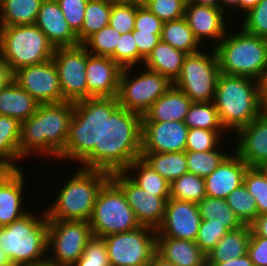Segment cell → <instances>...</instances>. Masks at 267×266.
I'll return each instance as SVG.
<instances>
[{
	"label": "cell",
	"instance_id": "8992f818",
	"mask_svg": "<svg viewBox=\"0 0 267 266\" xmlns=\"http://www.w3.org/2000/svg\"><path fill=\"white\" fill-rule=\"evenodd\" d=\"M0 227V247L12 265L31 266L47 261L48 219L45 209Z\"/></svg>",
	"mask_w": 267,
	"mask_h": 266
},
{
	"label": "cell",
	"instance_id": "ac0fdd59",
	"mask_svg": "<svg viewBox=\"0 0 267 266\" xmlns=\"http://www.w3.org/2000/svg\"><path fill=\"white\" fill-rule=\"evenodd\" d=\"M201 221L197 203L169 198L156 234L157 237L195 241Z\"/></svg>",
	"mask_w": 267,
	"mask_h": 266
},
{
	"label": "cell",
	"instance_id": "52a82bcc",
	"mask_svg": "<svg viewBox=\"0 0 267 266\" xmlns=\"http://www.w3.org/2000/svg\"><path fill=\"white\" fill-rule=\"evenodd\" d=\"M236 29L231 32L229 28L214 47L220 73L261 82L267 72V39L248 33L240 26Z\"/></svg>",
	"mask_w": 267,
	"mask_h": 266
},
{
	"label": "cell",
	"instance_id": "4316f807",
	"mask_svg": "<svg viewBox=\"0 0 267 266\" xmlns=\"http://www.w3.org/2000/svg\"><path fill=\"white\" fill-rule=\"evenodd\" d=\"M38 105L39 103L13 79L0 89V115L23 122L35 114Z\"/></svg>",
	"mask_w": 267,
	"mask_h": 266
},
{
	"label": "cell",
	"instance_id": "4fadbf2b",
	"mask_svg": "<svg viewBox=\"0 0 267 266\" xmlns=\"http://www.w3.org/2000/svg\"><path fill=\"white\" fill-rule=\"evenodd\" d=\"M156 237V230L147 226L105 236L110 266H149L156 253Z\"/></svg>",
	"mask_w": 267,
	"mask_h": 266
},
{
	"label": "cell",
	"instance_id": "11a10c76",
	"mask_svg": "<svg viewBox=\"0 0 267 266\" xmlns=\"http://www.w3.org/2000/svg\"><path fill=\"white\" fill-rule=\"evenodd\" d=\"M250 227L257 236L267 237V214L257 216Z\"/></svg>",
	"mask_w": 267,
	"mask_h": 266
},
{
	"label": "cell",
	"instance_id": "f5cc1de1",
	"mask_svg": "<svg viewBox=\"0 0 267 266\" xmlns=\"http://www.w3.org/2000/svg\"><path fill=\"white\" fill-rule=\"evenodd\" d=\"M133 37L140 53V66L153 51V48L160 41L162 33H152L141 30H133Z\"/></svg>",
	"mask_w": 267,
	"mask_h": 266
},
{
	"label": "cell",
	"instance_id": "30bf717a",
	"mask_svg": "<svg viewBox=\"0 0 267 266\" xmlns=\"http://www.w3.org/2000/svg\"><path fill=\"white\" fill-rule=\"evenodd\" d=\"M219 75L214 48L211 50L210 47H204L199 52L185 57L181 72L173 85L183 91L192 102H212Z\"/></svg>",
	"mask_w": 267,
	"mask_h": 266
},
{
	"label": "cell",
	"instance_id": "d6986e66",
	"mask_svg": "<svg viewBox=\"0 0 267 266\" xmlns=\"http://www.w3.org/2000/svg\"><path fill=\"white\" fill-rule=\"evenodd\" d=\"M188 130L181 121L142 122L141 152L185 151Z\"/></svg>",
	"mask_w": 267,
	"mask_h": 266
},
{
	"label": "cell",
	"instance_id": "603a6c76",
	"mask_svg": "<svg viewBox=\"0 0 267 266\" xmlns=\"http://www.w3.org/2000/svg\"><path fill=\"white\" fill-rule=\"evenodd\" d=\"M24 171L22 168L14 169L0 183V227L20 219L32 209L25 205L27 198L24 193L28 190L25 182L28 180Z\"/></svg>",
	"mask_w": 267,
	"mask_h": 266
},
{
	"label": "cell",
	"instance_id": "d590c367",
	"mask_svg": "<svg viewBox=\"0 0 267 266\" xmlns=\"http://www.w3.org/2000/svg\"><path fill=\"white\" fill-rule=\"evenodd\" d=\"M197 206L203 220L223 224L229 231H235L244 226L225 199L205 196Z\"/></svg>",
	"mask_w": 267,
	"mask_h": 266
},
{
	"label": "cell",
	"instance_id": "277c9868",
	"mask_svg": "<svg viewBox=\"0 0 267 266\" xmlns=\"http://www.w3.org/2000/svg\"><path fill=\"white\" fill-rule=\"evenodd\" d=\"M103 97L74 102L68 138L58 160L94 169V149H102Z\"/></svg>",
	"mask_w": 267,
	"mask_h": 266
},
{
	"label": "cell",
	"instance_id": "be15d7a7",
	"mask_svg": "<svg viewBox=\"0 0 267 266\" xmlns=\"http://www.w3.org/2000/svg\"><path fill=\"white\" fill-rule=\"evenodd\" d=\"M149 266H175L172 262H169L155 253L149 263Z\"/></svg>",
	"mask_w": 267,
	"mask_h": 266
},
{
	"label": "cell",
	"instance_id": "d6a6232c",
	"mask_svg": "<svg viewBox=\"0 0 267 266\" xmlns=\"http://www.w3.org/2000/svg\"><path fill=\"white\" fill-rule=\"evenodd\" d=\"M43 0H3L0 26L35 24Z\"/></svg>",
	"mask_w": 267,
	"mask_h": 266
},
{
	"label": "cell",
	"instance_id": "ab89813d",
	"mask_svg": "<svg viewBox=\"0 0 267 266\" xmlns=\"http://www.w3.org/2000/svg\"><path fill=\"white\" fill-rule=\"evenodd\" d=\"M225 200L243 225L250 226L258 216L256 199L244 184L234 189Z\"/></svg>",
	"mask_w": 267,
	"mask_h": 266
},
{
	"label": "cell",
	"instance_id": "681fc988",
	"mask_svg": "<svg viewBox=\"0 0 267 266\" xmlns=\"http://www.w3.org/2000/svg\"><path fill=\"white\" fill-rule=\"evenodd\" d=\"M136 6L113 2L109 25L121 34L134 30Z\"/></svg>",
	"mask_w": 267,
	"mask_h": 266
},
{
	"label": "cell",
	"instance_id": "ba28073f",
	"mask_svg": "<svg viewBox=\"0 0 267 266\" xmlns=\"http://www.w3.org/2000/svg\"><path fill=\"white\" fill-rule=\"evenodd\" d=\"M55 47L35 25L0 26V54L11 72L53 58Z\"/></svg>",
	"mask_w": 267,
	"mask_h": 266
},
{
	"label": "cell",
	"instance_id": "9f6ffc18",
	"mask_svg": "<svg viewBox=\"0 0 267 266\" xmlns=\"http://www.w3.org/2000/svg\"><path fill=\"white\" fill-rule=\"evenodd\" d=\"M206 266H254L248 254L222 263H206Z\"/></svg>",
	"mask_w": 267,
	"mask_h": 266
},
{
	"label": "cell",
	"instance_id": "7bdbcfd3",
	"mask_svg": "<svg viewBox=\"0 0 267 266\" xmlns=\"http://www.w3.org/2000/svg\"><path fill=\"white\" fill-rule=\"evenodd\" d=\"M244 185L256 199L258 216L267 214V178L259 167H248Z\"/></svg>",
	"mask_w": 267,
	"mask_h": 266
},
{
	"label": "cell",
	"instance_id": "83f0119b",
	"mask_svg": "<svg viewBox=\"0 0 267 266\" xmlns=\"http://www.w3.org/2000/svg\"><path fill=\"white\" fill-rule=\"evenodd\" d=\"M187 55L160 39L143 66L167 77L173 83L178 78Z\"/></svg>",
	"mask_w": 267,
	"mask_h": 266
},
{
	"label": "cell",
	"instance_id": "5b68a950",
	"mask_svg": "<svg viewBox=\"0 0 267 266\" xmlns=\"http://www.w3.org/2000/svg\"><path fill=\"white\" fill-rule=\"evenodd\" d=\"M57 187L53 201L44 208L48 220H90L96 197L110 174L78 166ZM60 189V190H59Z\"/></svg>",
	"mask_w": 267,
	"mask_h": 266
},
{
	"label": "cell",
	"instance_id": "d4e9b609",
	"mask_svg": "<svg viewBox=\"0 0 267 266\" xmlns=\"http://www.w3.org/2000/svg\"><path fill=\"white\" fill-rule=\"evenodd\" d=\"M192 100L172 85L144 113L142 122H184Z\"/></svg>",
	"mask_w": 267,
	"mask_h": 266
},
{
	"label": "cell",
	"instance_id": "89a4df30",
	"mask_svg": "<svg viewBox=\"0 0 267 266\" xmlns=\"http://www.w3.org/2000/svg\"><path fill=\"white\" fill-rule=\"evenodd\" d=\"M31 266H55V265H53V264H51V263L46 261L44 263H41V264H38V265H31Z\"/></svg>",
	"mask_w": 267,
	"mask_h": 266
},
{
	"label": "cell",
	"instance_id": "6125c7cd",
	"mask_svg": "<svg viewBox=\"0 0 267 266\" xmlns=\"http://www.w3.org/2000/svg\"><path fill=\"white\" fill-rule=\"evenodd\" d=\"M187 3L221 8V0H187Z\"/></svg>",
	"mask_w": 267,
	"mask_h": 266
},
{
	"label": "cell",
	"instance_id": "db71d44e",
	"mask_svg": "<svg viewBox=\"0 0 267 266\" xmlns=\"http://www.w3.org/2000/svg\"><path fill=\"white\" fill-rule=\"evenodd\" d=\"M247 254L254 266H267V237L257 236L251 230Z\"/></svg>",
	"mask_w": 267,
	"mask_h": 266
},
{
	"label": "cell",
	"instance_id": "3957f363",
	"mask_svg": "<svg viewBox=\"0 0 267 266\" xmlns=\"http://www.w3.org/2000/svg\"><path fill=\"white\" fill-rule=\"evenodd\" d=\"M222 126L233 135L264 110L261 83L257 80L220 73L213 100Z\"/></svg>",
	"mask_w": 267,
	"mask_h": 266
},
{
	"label": "cell",
	"instance_id": "f6af8a7d",
	"mask_svg": "<svg viewBox=\"0 0 267 266\" xmlns=\"http://www.w3.org/2000/svg\"><path fill=\"white\" fill-rule=\"evenodd\" d=\"M122 69L140 67V53L133 32L121 34L115 52L110 56Z\"/></svg>",
	"mask_w": 267,
	"mask_h": 266
},
{
	"label": "cell",
	"instance_id": "b9f144b4",
	"mask_svg": "<svg viewBox=\"0 0 267 266\" xmlns=\"http://www.w3.org/2000/svg\"><path fill=\"white\" fill-rule=\"evenodd\" d=\"M121 33L110 25L90 36L82 45L87 51L96 56H111L116 49Z\"/></svg>",
	"mask_w": 267,
	"mask_h": 266
},
{
	"label": "cell",
	"instance_id": "2e32d148",
	"mask_svg": "<svg viewBox=\"0 0 267 266\" xmlns=\"http://www.w3.org/2000/svg\"><path fill=\"white\" fill-rule=\"evenodd\" d=\"M110 178L121 188L140 225L157 230L163 221L166 202L170 197H159L156 193L143 190L123 172L113 173Z\"/></svg>",
	"mask_w": 267,
	"mask_h": 266
},
{
	"label": "cell",
	"instance_id": "9a60e30c",
	"mask_svg": "<svg viewBox=\"0 0 267 266\" xmlns=\"http://www.w3.org/2000/svg\"><path fill=\"white\" fill-rule=\"evenodd\" d=\"M13 80L39 104L66 101L62 95L58 70L53 59L19 68L13 72Z\"/></svg>",
	"mask_w": 267,
	"mask_h": 266
},
{
	"label": "cell",
	"instance_id": "f35d334b",
	"mask_svg": "<svg viewBox=\"0 0 267 266\" xmlns=\"http://www.w3.org/2000/svg\"><path fill=\"white\" fill-rule=\"evenodd\" d=\"M205 196V179L195 174L188 172L170 184V198L198 203Z\"/></svg>",
	"mask_w": 267,
	"mask_h": 266
},
{
	"label": "cell",
	"instance_id": "ffe728a7",
	"mask_svg": "<svg viewBox=\"0 0 267 266\" xmlns=\"http://www.w3.org/2000/svg\"><path fill=\"white\" fill-rule=\"evenodd\" d=\"M233 137V150L249 166L267 163V112H263L248 125L241 127Z\"/></svg>",
	"mask_w": 267,
	"mask_h": 266
},
{
	"label": "cell",
	"instance_id": "680465c9",
	"mask_svg": "<svg viewBox=\"0 0 267 266\" xmlns=\"http://www.w3.org/2000/svg\"><path fill=\"white\" fill-rule=\"evenodd\" d=\"M12 79L13 73L0 54V89L4 88Z\"/></svg>",
	"mask_w": 267,
	"mask_h": 266
},
{
	"label": "cell",
	"instance_id": "9c48e42d",
	"mask_svg": "<svg viewBox=\"0 0 267 266\" xmlns=\"http://www.w3.org/2000/svg\"><path fill=\"white\" fill-rule=\"evenodd\" d=\"M89 224L93 236L100 238L141 227L121 188L111 178L98 192Z\"/></svg>",
	"mask_w": 267,
	"mask_h": 266
},
{
	"label": "cell",
	"instance_id": "7dc6e473",
	"mask_svg": "<svg viewBox=\"0 0 267 266\" xmlns=\"http://www.w3.org/2000/svg\"><path fill=\"white\" fill-rule=\"evenodd\" d=\"M73 266H110L104 239L93 236Z\"/></svg>",
	"mask_w": 267,
	"mask_h": 266
},
{
	"label": "cell",
	"instance_id": "c3c4849f",
	"mask_svg": "<svg viewBox=\"0 0 267 266\" xmlns=\"http://www.w3.org/2000/svg\"><path fill=\"white\" fill-rule=\"evenodd\" d=\"M187 0H148L146 7L161 21H173L184 17Z\"/></svg>",
	"mask_w": 267,
	"mask_h": 266
},
{
	"label": "cell",
	"instance_id": "e0dca14e",
	"mask_svg": "<svg viewBox=\"0 0 267 266\" xmlns=\"http://www.w3.org/2000/svg\"><path fill=\"white\" fill-rule=\"evenodd\" d=\"M232 17V15L231 17L230 15L227 16L221 8L192 3L186 4L184 14V18L186 19L196 39L202 46L207 48L208 46L210 48H214L225 37L229 28H231L232 31L234 30V25H232L234 24V20H231Z\"/></svg>",
	"mask_w": 267,
	"mask_h": 266
},
{
	"label": "cell",
	"instance_id": "4dcf8cb0",
	"mask_svg": "<svg viewBox=\"0 0 267 266\" xmlns=\"http://www.w3.org/2000/svg\"><path fill=\"white\" fill-rule=\"evenodd\" d=\"M141 159L170 184L183 174L188 173L185 151L169 153L141 152Z\"/></svg>",
	"mask_w": 267,
	"mask_h": 266
},
{
	"label": "cell",
	"instance_id": "8fae6325",
	"mask_svg": "<svg viewBox=\"0 0 267 266\" xmlns=\"http://www.w3.org/2000/svg\"><path fill=\"white\" fill-rule=\"evenodd\" d=\"M133 69L134 67L122 69L117 98L120 106L143 116L173 83L167 77L144 66Z\"/></svg>",
	"mask_w": 267,
	"mask_h": 266
},
{
	"label": "cell",
	"instance_id": "836d02e7",
	"mask_svg": "<svg viewBox=\"0 0 267 266\" xmlns=\"http://www.w3.org/2000/svg\"><path fill=\"white\" fill-rule=\"evenodd\" d=\"M160 38L163 42L187 54L199 52L201 48H204L196 39L184 17L164 22Z\"/></svg>",
	"mask_w": 267,
	"mask_h": 266
},
{
	"label": "cell",
	"instance_id": "7c38bea8",
	"mask_svg": "<svg viewBox=\"0 0 267 266\" xmlns=\"http://www.w3.org/2000/svg\"><path fill=\"white\" fill-rule=\"evenodd\" d=\"M92 237L88 221L48 220L47 262L73 266Z\"/></svg>",
	"mask_w": 267,
	"mask_h": 266
},
{
	"label": "cell",
	"instance_id": "cb8c5ba5",
	"mask_svg": "<svg viewBox=\"0 0 267 266\" xmlns=\"http://www.w3.org/2000/svg\"><path fill=\"white\" fill-rule=\"evenodd\" d=\"M35 25L46 35L52 45L75 47L80 45L56 0H43Z\"/></svg>",
	"mask_w": 267,
	"mask_h": 266
},
{
	"label": "cell",
	"instance_id": "bcb514c9",
	"mask_svg": "<svg viewBox=\"0 0 267 266\" xmlns=\"http://www.w3.org/2000/svg\"><path fill=\"white\" fill-rule=\"evenodd\" d=\"M228 232L229 230L223 224L202 219L195 242L201 251L207 255Z\"/></svg>",
	"mask_w": 267,
	"mask_h": 266
},
{
	"label": "cell",
	"instance_id": "f1b7e54d",
	"mask_svg": "<svg viewBox=\"0 0 267 266\" xmlns=\"http://www.w3.org/2000/svg\"><path fill=\"white\" fill-rule=\"evenodd\" d=\"M250 238L251 227L249 225L229 231L206 255V263H222L244 256L247 254Z\"/></svg>",
	"mask_w": 267,
	"mask_h": 266
},
{
	"label": "cell",
	"instance_id": "816d5d0a",
	"mask_svg": "<svg viewBox=\"0 0 267 266\" xmlns=\"http://www.w3.org/2000/svg\"><path fill=\"white\" fill-rule=\"evenodd\" d=\"M164 22L154 15L146 6H136L134 30L162 33Z\"/></svg>",
	"mask_w": 267,
	"mask_h": 266
},
{
	"label": "cell",
	"instance_id": "1f68e13d",
	"mask_svg": "<svg viewBox=\"0 0 267 266\" xmlns=\"http://www.w3.org/2000/svg\"><path fill=\"white\" fill-rule=\"evenodd\" d=\"M123 173L143 190L159 197H170V183L141 158L134 160Z\"/></svg>",
	"mask_w": 267,
	"mask_h": 266
},
{
	"label": "cell",
	"instance_id": "8d00e7d4",
	"mask_svg": "<svg viewBox=\"0 0 267 266\" xmlns=\"http://www.w3.org/2000/svg\"><path fill=\"white\" fill-rule=\"evenodd\" d=\"M225 141L224 145H220L218 148L200 152V151H185L188 165V172L200 176L201 178H206L209 176L223 161V159L231 152L226 148L231 146L233 148V141ZM231 143V144H230ZM222 147H225L224 149Z\"/></svg>",
	"mask_w": 267,
	"mask_h": 266
},
{
	"label": "cell",
	"instance_id": "e7e4bbea",
	"mask_svg": "<svg viewBox=\"0 0 267 266\" xmlns=\"http://www.w3.org/2000/svg\"><path fill=\"white\" fill-rule=\"evenodd\" d=\"M14 170L10 165L0 163V183Z\"/></svg>",
	"mask_w": 267,
	"mask_h": 266
},
{
	"label": "cell",
	"instance_id": "6da1fadb",
	"mask_svg": "<svg viewBox=\"0 0 267 266\" xmlns=\"http://www.w3.org/2000/svg\"><path fill=\"white\" fill-rule=\"evenodd\" d=\"M141 145L142 115L120 106L117 97H103L102 149H94V170L123 172L141 158Z\"/></svg>",
	"mask_w": 267,
	"mask_h": 266
},
{
	"label": "cell",
	"instance_id": "f546056e",
	"mask_svg": "<svg viewBox=\"0 0 267 266\" xmlns=\"http://www.w3.org/2000/svg\"><path fill=\"white\" fill-rule=\"evenodd\" d=\"M21 122L16 118L0 115V163L12 166L14 169L23 167L20 155Z\"/></svg>",
	"mask_w": 267,
	"mask_h": 266
},
{
	"label": "cell",
	"instance_id": "7402d4cb",
	"mask_svg": "<svg viewBox=\"0 0 267 266\" xmlns=\"http://www.w3.org/2000/svg\"><path fill=\"white\" fill-rule=\"evenodd\" d=\"M229 150H231V152L223 159L219 166L205 178L207 197L226 199L234 189L244 184V176L249 166L232 148Z\"/></svg>",
	"mask_w": 267,
	"mask_h": 266
},
{
	"label": "cell",
	"instance_id": "94428289",
	"mask_svg": "<svg viewBox=\"0 0 267 266\" xmlns=\"http://www.w3.org/2000/svg\"><path fill=\"white\" fill-rule=\"evenodd\" d=\"M260 83H261L262 106L264 112H267V72Z\"/></svg>",
	"mask_w": 267,
	"mask_h": 266
},
{
	"label": "cell",
	"instance_id": "f907efd6",
	"mask_svg": "<svg viewBox=\"0 0 267 266\" xmlns=\"http://www.w3.org/2000/svg\"><path fill=\"white\" fill-rule=\"evenodd\" d=\"M72 31L77 35L82 28L88 0H56Z\"/></svg>",
	"mask_w": 267,
	"mask_h": 266
},
{
	"label": "cell",
	"instance_id": "484cf974",
	"mask_svg": "<svg viewBox=\"0 0 267 266\" xmlns=\"http://www.w3.org/2000/svg\"><path fill=\"white\" fill-rule=\"evenodd\" d=\"M156 253L175 266H206V255L195 241L156 237Z\"/></svg>",
	"mask_w": 267,
	"mask_h": 266
},
{
	"label": "cell",
	"instance_id": "7a4b0ae2",
	"mask_svg": "<svg viewBox=\"0 0 267 266\" xmlns=\"http://www.w3.org/2000/svg\"><path fill=\"white\" fill-rule=\"evenodd\" d=\"M73 109L72 101L39 104L35 114L21 122V157L53 158L55 163L65 148Z\"/></svg>",
	"mask_w": 267,
	"mask_h": 266
},
{
	"label": "cell",
	"instance_id": "003e7915",
	"mask_svg": "<svg viewBox=\"0 0 267 266\" xmlns=\"http://www.w3.org/2000/svg\"><path fill=\"white\" fill-rule=\"evenodd\" d=\"M12 263L10 262L6 253L0 247V266H11Z\"/></svg>",
	"mask_w": 267,
	"mask_h": 266
},
{
	"label": "cell",
	"instance_id": "5bb4252c",
	"mask_svg": "<svg viewBox=\"0 0 267 266\" xmlns=\"http://www.w3.org/2000/svg\"><path fill=\"white\" fill-rule=\"evenodd\" d=\"M89 54L82 44L55 48L52 59L56 64L60 88L66 101L76 102L88 98L86 65Z\"/></svg>",
	"mask_w": 267,
	"mask_h": 266
},
{
	"label": "cell",
	"instance_id": "ee69618b",
	"mask_svg": "<svg viewBox=\"0 0 267 266\" xmlns=\"http://www.w3.org/2000/svg\"><path fill=\"white\" fill-rule=\"evenodd\" d=\"M242 20V21H241ZM240 26L244 31L267 39V0H260L259 3L242 18H239ZM239 24V25H238Z\"/></svg>",
	"mask_w": 267,
	"mask_h": 266
},
{
	"label": "cell",
	"instance_id": "74e56055",
	"mask_svg": "<svg viewBox=\"0 0 267 266\" xmlns=\"http://www.w3.org/2000/svg\"><path fill=\"white\" fill-rule=\"evenodd\" d=\"M189 128L226 131L222 126L214 102H192L184 121Z\"/></svg>",
	"mask_w": 267,
	"mask_h": 266
},
{
	"label": "cell",
	"instance_id": "6f0895ef",
	"mask_svg": "<svg viewBox=\"0 0 267 266\" xmlns=\"http://www.w3.org/2000/svg\"><path fill=\"white\" fill-rule=\"evenodd\" d=\"M221 10L228 16L229 14L234 13V18H238V20L234 21V24L239 21L240 17V0H221ZM231 12L229 13L228 12ZM234 10V11H233ZM236 12V13H235ZM238 15L236 16V14ZM239 16V17H238Z\"/></svg>",
	"mask_w": 267,
	"mask_h": 266
},
{
	"label": "cell",
	"instance_id": "03108f58",
	"mask_svg": "<svg viewBox=\"0 0 267 266\" xmlns=\"http://www.w3.org/2000/svg\"><path fill=\"white\" fill-rule=\"evenodd\" d=\"M148 0H114V2L120 4H128V5H135V6H145Z\"/></svg>",
	"mask_w": 267,
	"mask_h": 266
},
{
	"label": "cell",
	"instance_id": "91938a15",
	"mask_svg": "<svg viewBox=\"0 0 267 266\" xmlns=\"http://www.w3.org/2000/svg\"><path fill=\"white\" fill-rule=\"evenodd\" d=\"M259 1L260 0H240V16L242 17L250 9L254 8Z\"/></svg>",
	"mask_w": 267,
	"mask_h": 266
},
{
	"label": "cell",
	"instance_id": "a7ac6f4b",
	"mask_svg": "<svg viewBox=\"0 0 267 266\" xmlns=\"http://www.w3.org/2000/svg\"><path fill=\"white\" fill-rule=\"evenodd\" d=\"M259 168L262 170V172L264 173V175H265L266 178H267V163L261 164V165L259 166Z\"/></svg>",
	"mask_w": 267,
	"mask_h": 266
},
{
	"label": "cell",
	"instance_id": "e575fe53",
	"mask_svg": "<svg viewBox=\"0 0 267 266\" xmlns=\"http://www.w3.org/2000/svg\"><path fill=\"white\" fill-rule=\"evenodd\" d=\"M114 0H88L81 31L77 34L79 44L109 25Z\"/></svg>",
	"mask_w": 267,
	"mask_h": 266
},
{
	"label": "cell",
	"instance_id": "44dd1931",
	"mask_svg": "<svg viewBox=\"0 0 267 266\" xmlns=\"http://www.w3.org/2000/svg\"><path fill=\"white\" fill-rule=\"evenodd\" d=\"M122 68L109 56L89 54L86 65L88 98L117 97Z\"/></svg>",
	"mask_w": 267,
	"mask_h": 266
},
{
	"label": "cell",
	"instance_id": "60d3db41",
	"mask_svg": "<svg viewBox=\"0 0 267 266\" xmlns=\"http://www.w3.org/2000/svg\"><path fill=\"white\" fill-rule=\"evenodd\" d=\"M226 132L227 131H215L202 128L189 129L185 151L205 152L216 149L221 144H224V139H228V137L232 138L229 133Z\"/></svg>",
	"mask_w": 267,
	"mask_h": 266
}]
</instances>
